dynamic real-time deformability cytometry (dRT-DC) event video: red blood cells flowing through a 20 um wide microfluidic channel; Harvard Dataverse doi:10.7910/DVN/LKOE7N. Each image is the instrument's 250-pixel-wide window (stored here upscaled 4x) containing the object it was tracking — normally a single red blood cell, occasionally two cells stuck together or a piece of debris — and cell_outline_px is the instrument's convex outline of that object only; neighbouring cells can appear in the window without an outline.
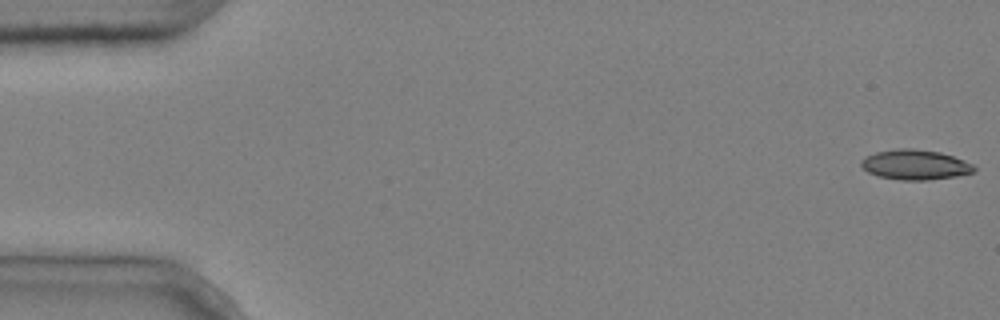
{"species": "common noctule bat (a hibernating species)", "species_latin": "Nyctalus noctula", "temperature_condition": "cold", "stored_images_in_passage": 2, "segment_of_instrument_passage": [2, 2], "camera_frame_rate_fps": 3000, "um_per_image_px": 0.085, "animal": {"sex": "male", "body_mass_g": 20.4}, "frame": {"image": 1, "passage_image": 2, "time_ms": 0.333, "image_size_px": [1000, 320], "cell_outline_px": [[976, 172], [956, 176], [928, 180], [900, 180], [880, 176], [868, 172], [860, 164], [860, 160], [876, 152], [896, 148], [912, 148], [940, 152], [964, 160], [972, 164], [976, 168]], "centroid_in_image_um": [77.81, 14.0], "position_along_channel_um": 7.2, "area_um2": 19.71}}